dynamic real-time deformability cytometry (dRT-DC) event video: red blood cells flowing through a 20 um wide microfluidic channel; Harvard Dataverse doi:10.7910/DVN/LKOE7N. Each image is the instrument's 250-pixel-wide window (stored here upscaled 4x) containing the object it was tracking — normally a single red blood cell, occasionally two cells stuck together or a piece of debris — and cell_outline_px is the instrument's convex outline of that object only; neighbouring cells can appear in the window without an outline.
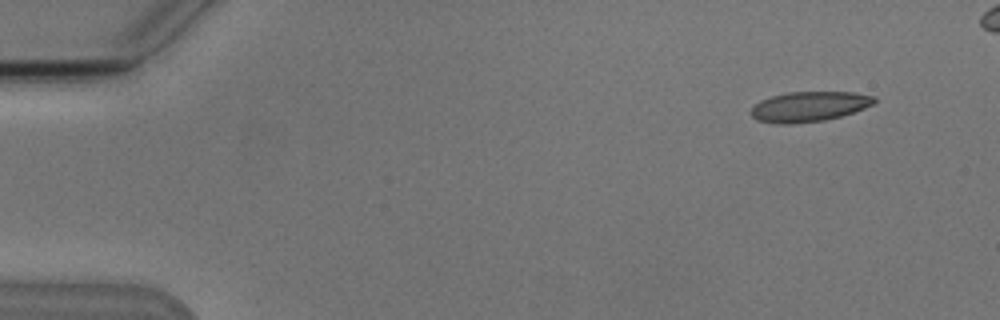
{"species": "Egyptian fruit bat (a non-hibernating species)", "species_latin": "Rousettus aegyptiacus", "temperature_condition": "cold", "stored_images_in_passage": 2, "camera_frame_rate_fps": 3000, "um_per_image_px": 0.085, "animal": {"sex": "male"}, "frame": {"image": 1, "passage_image": 1, "time_ms": 0.0, "image_size_px": [1000, 320], "cell_outline_px": [[876, 100], [872, 104], [864, 108], [840, 116], [824, 120], [792, 124], [776, 124], [756, 120], [752, 116], [752, 108], [760, 100], [772, 96], [788, 92], [852, 92], [876, 96]], "centroid_in_image_um": [68.76, 9.06], "position_along_channel_um": 16.2, "area_um2": 21.5}}